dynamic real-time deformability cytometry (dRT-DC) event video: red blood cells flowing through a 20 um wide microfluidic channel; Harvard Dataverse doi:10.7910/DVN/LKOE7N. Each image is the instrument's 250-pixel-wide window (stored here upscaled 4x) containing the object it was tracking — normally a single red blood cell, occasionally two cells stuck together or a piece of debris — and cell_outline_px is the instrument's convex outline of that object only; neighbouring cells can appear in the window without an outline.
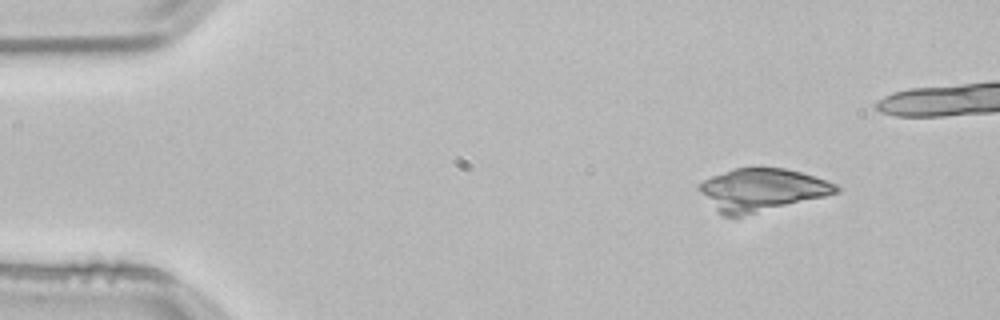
{"species": "common noctule bat (a hibernating species)", "species_latin": "Nyctalus noctula", "temperature_condition": "room temperature", "stored_images_in_passage": 46, "camera_frame_rate_fps": 3000, "um_per_image_px": 0.085, "animal": {"sex": "male", "body_mass_g": 21.5, "forearm_length_mm": 52.0}, "frame": {"image": 1, "passage_image": 6, "time_ms": 1.667, "image_size_px": [1000, 320], "cell_outline_px": [[840, 192], [824, 196], [740, 216], [724, 216], [696, 188], [704, 180], [712, 176], [732, 168], [784, 168], [800, 172], [836, 184], [840, 188]], "centroid_in_image_um": [64.74, 16.11], "position_along_channel_um": 20.3, "area_um2": 33.06}}